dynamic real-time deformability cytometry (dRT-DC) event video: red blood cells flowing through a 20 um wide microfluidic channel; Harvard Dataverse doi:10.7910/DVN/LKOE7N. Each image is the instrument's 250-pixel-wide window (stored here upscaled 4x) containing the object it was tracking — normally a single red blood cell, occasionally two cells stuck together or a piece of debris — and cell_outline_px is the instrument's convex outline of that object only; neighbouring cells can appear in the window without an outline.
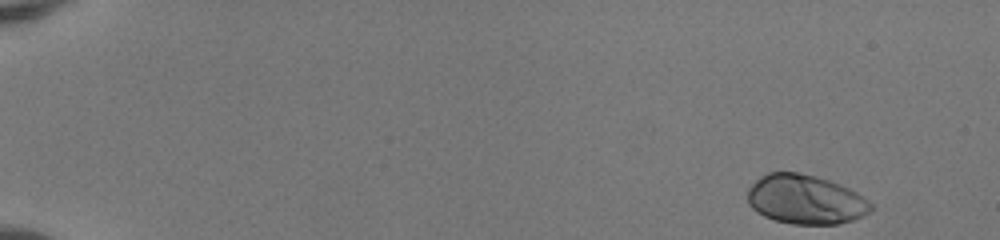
{"species": "human", "species_latin": "Homo sapiens", "temperature_condition": "room temperature", "stored_images_in_passage": 49, "camera_frame_rate_fps": 3000, "um_per_image_px": 0.085, "donor": {"sex": "female"}, "frame": {"image": 1, "passage_image": 1, "time_ms": 0.0, "image_size_px": [1000, 240], "cell_outline_px": [[872, 208], [864, 216], [840, 224], [792, 224], [776, 220], [764, 216], [756, 212], [748, 204], [748, 188], [760, 176], [768, 172], [800, 172], [816, 176], [840, 184], [864, 196], [872, 204]], "centroid_in_image_um": [68.46, 16.95], "position_along_channel_um": 16.5, "area_um2": 35.6}}
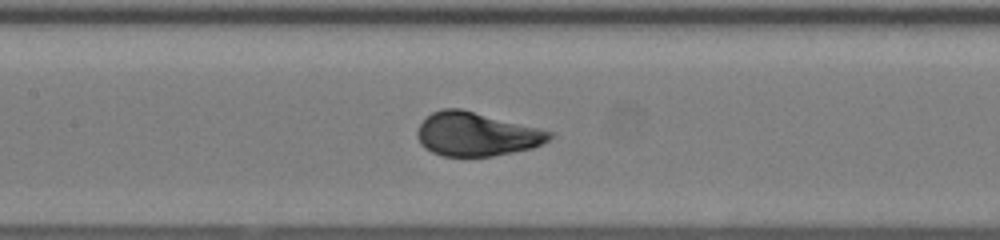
{"frame": {"image": 2, "passage_image": 24, "time_ms": 7.667, "image_size_px": [1000, 240], "cell_outline_px": [[556, 132], [544, 144], [532, 148], [492, 156], [440, 156], [424, 148], [420, 144], [416, 136], [416, 132], [420, 124], [432, 112], [440, 108], [460, 108]], "centroid_in_image_um": [40.49, 11.4], "position_along_channel_um": 166.9, "area_um2": 33.87}}
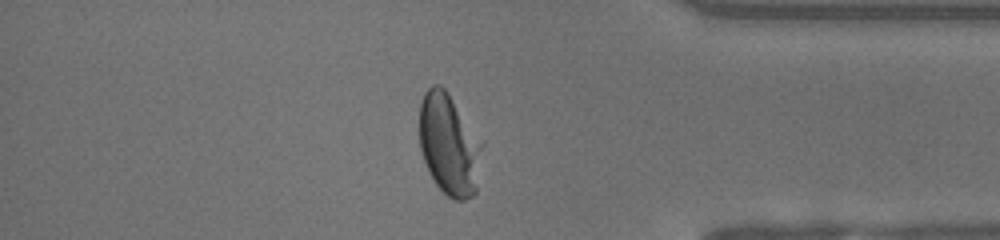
{"frame": {"image": 3, "passage_image": 42, "time_ms": 13.667, "image_size_px": [1000, 240], "cell_outline_px": [[484, 144], [476, 192], [472, 196], [464, 200], [452, 200], [436, 184], [428, 172], [420, 148], [420, 104], [424, 92], [432, 84], [440, 84], [448, 92]], "centroid_in_image_um": [38.19, 12.29], "position_along_channel_um": 397.0, "area_um2": 37.28}, "authors_computed_cell_mechanics": {"area_um2": 34.6222, "velocity_mm_per_s": 4.0828, "shape_relaxation_time_tau1_ms": 2.4036, "shape_relaxation_time_tau2_ms": null, "deformation_change_tau1": 0.1783, "deformation_change_tau2": null}}